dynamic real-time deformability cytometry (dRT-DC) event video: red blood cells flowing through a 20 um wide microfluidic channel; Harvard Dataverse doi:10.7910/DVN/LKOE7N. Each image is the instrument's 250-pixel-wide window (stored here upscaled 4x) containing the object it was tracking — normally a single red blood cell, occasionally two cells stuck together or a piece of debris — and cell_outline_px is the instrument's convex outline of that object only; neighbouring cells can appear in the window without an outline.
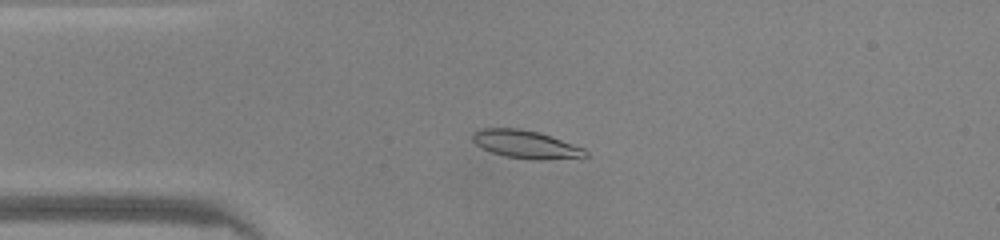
{"species": "common noctule bat (a hibernating species)", "species_latin": "Nyctalus noctula", "temperature_condition": "warm", "stored_images_in_passage": 47, "camera_frame_rate_fps": 3000, "um_per_image_px": 0.085, "animal": {"sex": "male", "body_mass_g": 20.0, "forearm_length_mm": 53.3}, "frame": {"image": 1, "passage_image": 11, "time_ms": 3.333, "image_size_px": [1000, 240], "cell_outline_px": [[588, 156], [508, 156], [492, 152], [476, 144], [472, 140], [472, 132], [480, 128], [516, 128], [540, 132], [584, 148], [588, 152]], "centroid_in_image_um": [44.57, 12.17], "position_along_channel_um": 40.4, "area_um2": 16.99}}
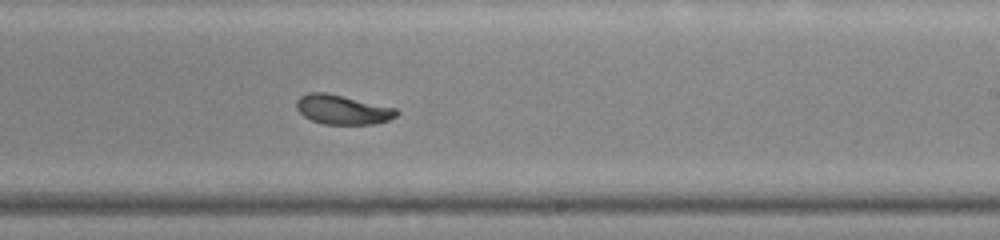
{"frame": {"image": 2, "passage_image": 28, "time_ms": 9.0, "image_size_px": [1000, 240], "cell_outline_px": [[400, 112], [396, 116], [388, 120], [372, 124], [324, 124], [312, 120], [304, 116], [296, 108], [296, 100], [300, 96], [308, 92], [324, 92], [396, 108]], "centroid_in_image_um": [29.1, 9.32], "position_along_channel_um": 259.9, "area_um2": 16.99}}
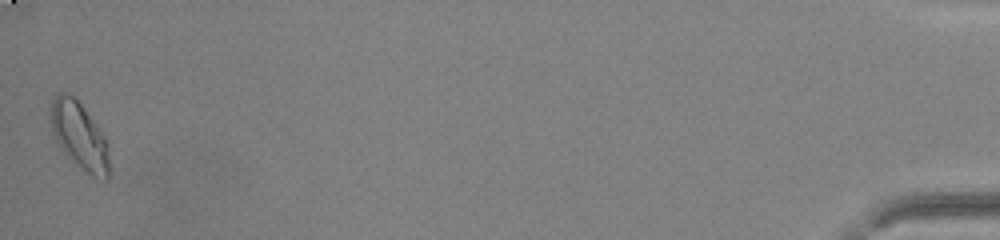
{"frame": {"image": 3, "passage_image": 47, "time_ms": 15.333, "image_size_px": [1000, 240], "cell_outline_px": [[108, 180], [104, 180], [92, 176], [72, 160], [64, 152], [56, 140], [52, 132], [52, 100], [60, 92], [64, 92], [72, 96], [80, 104], [108, 140]], "centroid_in_image_um": [6.78, 11.57], "position_along_channel_um": 428.4, "area_um2": 22.2}, "authors_computed_cell_mechanics": {"area_um2": 17.7446, "velocity_mm_per_s": 4.2416, "shape_relaxation_time_tau1_ms": 2.8851, "shape_relaxation_time_tau2_ms": 1.0746, "deformation_change_tau1": 0.1262, "deformation_change_tau2": 0.0476}}